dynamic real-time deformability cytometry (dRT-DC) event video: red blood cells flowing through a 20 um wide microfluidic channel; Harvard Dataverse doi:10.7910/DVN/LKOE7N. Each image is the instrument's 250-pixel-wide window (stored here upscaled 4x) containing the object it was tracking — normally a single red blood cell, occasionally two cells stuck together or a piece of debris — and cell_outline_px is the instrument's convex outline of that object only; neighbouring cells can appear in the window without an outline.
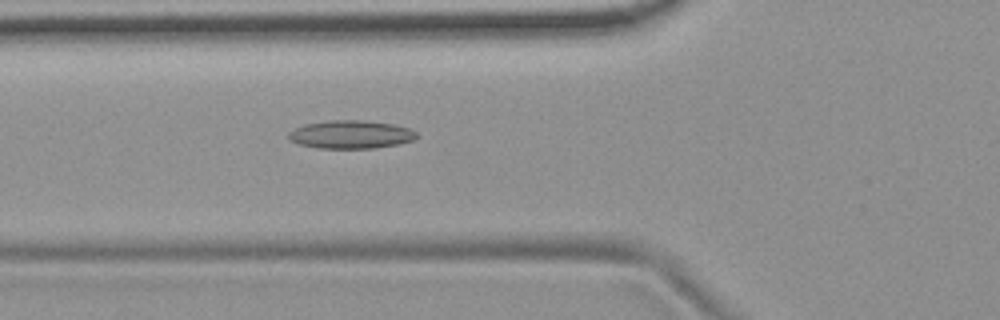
{"species": "common noctule bat (a hibernating species)", "species_latin": "Nyctalus noctula", "temperature_condition": "room temperature", "stored_images_in_passage": 46, "camera_frame_rate_fps": 3000, "um_per_image_px": 0.085, "animal": {"sex": "female", "body_mass_g": 19.9}, "frame": {"image": 1, "passage_image": 12, "time_ms": 3.667, "image_size_px": [1000, 320], "cell_outline_px": [[416, 136], [412, 140], [396, 144], [372, 148], [316, 148], [300, 144], [288, 140], [288, 132], [292, 128], [304, 124], [328, 120], [364, 120], [396, 124], [408, 128], [416, 132]], "centroid_in_image_um": [29.75, 11.41], "position_along_channel_um": 96.0, "area_um2": 21.1}}
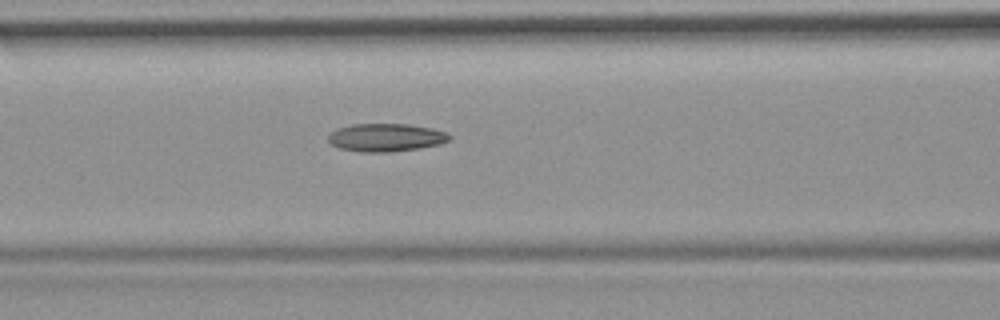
{"frame": {"image": 2, "passage_image": 15, "time_ms": 4.667, "image_size_px": [1000, 320], "cell_outline_px": [[452, 136], [448, 140], [440, 144], [420, 148], [388, 152], [360, 152], [340, 148], [332, 144], [328, 140], [328, 136], [336, 128], [352, 124], [408, 124], [432, 128], [444, 132]], "centroid_in_image_um": [32.79, 11.68], "position_along_channel_um": 133.8, "area_um2": 19.71}}
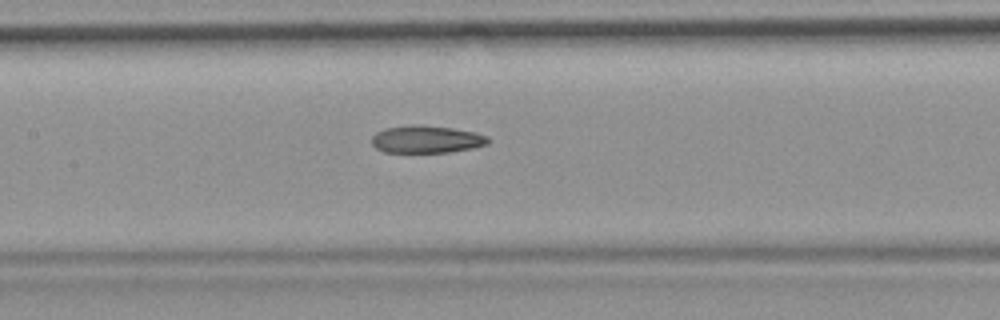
{"frame": {"image": 3, "passage_image": 18, "time_ms": 5.667, "image_size_px": [1000, 320], "cell_outline_px": [[488, 144], [472, 148], [448, 152], [384, 152], [376, 148], [372, 144], [372, 136], [376, 132], [384, 128], [412, 124], [420, 124], [452, 128], [476, 132], [488, 136]], "centroid_in_image_um": [36.23, 11.83], "position_along_channel_um": 171.2, "area_um2": 18.73}, "authors_computed_cell_mechanics": {"area_um2": 19.3919, "velocity_mm_per_s": 3.7334, "shape_relaxation_time_tau1_ms": null, "shape_relaxation_time_tau2_ms": 3.2047, "deformation_change_tau1": null, "deformation_change_tau2": 0.1164}}